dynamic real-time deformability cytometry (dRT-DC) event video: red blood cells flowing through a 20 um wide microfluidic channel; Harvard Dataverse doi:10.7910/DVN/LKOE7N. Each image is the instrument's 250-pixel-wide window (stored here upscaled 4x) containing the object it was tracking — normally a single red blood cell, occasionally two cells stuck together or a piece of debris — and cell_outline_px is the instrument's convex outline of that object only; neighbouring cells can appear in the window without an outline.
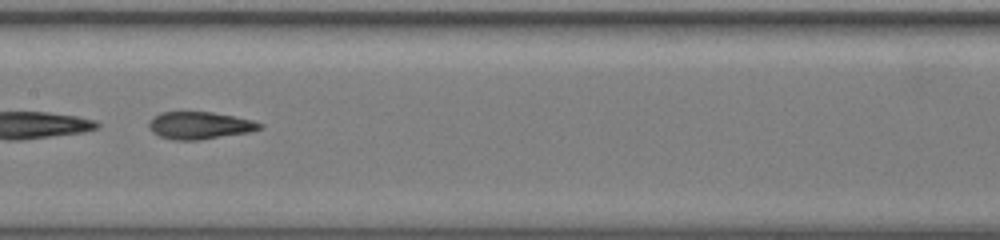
{"species": "common noctule bat (a hibernating species)", "species_latin": "Nyctalus noctula", "temperature_condition": "warm", "stored_images_in_passage": 13, "camera_frame_rate_fps": 3000, "um_per_image_px": 0.085, "animal": {"sex": "female", "body_mass_g": 19.5, "forearm_length_mm": 54.1}, "frame": {"image": 1, "passage_image": 13, "time_ms": 4.0, "image_size_px": [1000, 240], "cell_outline_px": [[264, 128], [248, 132], [200, 140], [172, 140], [160, 136], [152, 132], [148, 128], [148, 124], [160, 112], [212, 112], [252, 120], [264, 124]], "centroid_in_image_um": [16.98, 10.67], "position_along_channel_um": 190.4, "area_um2": 17.57}}